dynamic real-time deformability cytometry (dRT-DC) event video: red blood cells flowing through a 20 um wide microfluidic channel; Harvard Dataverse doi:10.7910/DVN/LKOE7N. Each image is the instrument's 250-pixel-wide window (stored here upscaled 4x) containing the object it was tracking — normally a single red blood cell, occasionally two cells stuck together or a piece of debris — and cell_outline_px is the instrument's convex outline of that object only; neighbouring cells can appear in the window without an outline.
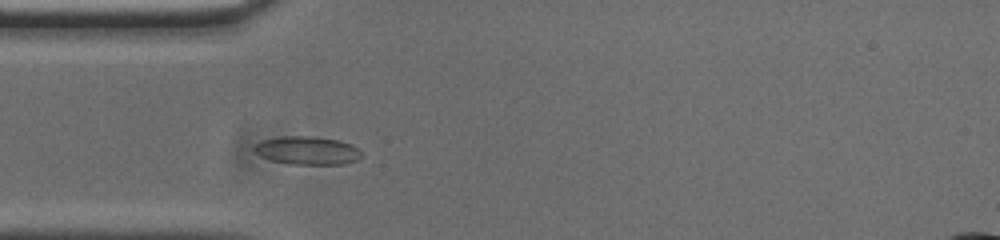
{"species": "common noctule bat (a hibernating species)", "species_latin": "Nyctalus noctula", "temperature_condition": "cold", "stored_images_in_passage": 48, "camera_frame_rate_fps": 3000, "um_per_image_px": 0.085, "animal": {"sex": "male", "body_mass_g": 20.0, "forearm_length_mm": 53.3}, "frame": {"image": 1, "passage_image": 9, "time_ms": 2.667, "image_size_px": [1000, 240], "cell_outline_px": [[360, 156], [356, 160], [344, 164], [288, 164], [272, 160], [260, 156], [252, 148], [256, 144], [264, 140], [280, 136], [312, 136], [340, 140], [356, 148], [360, 152]], "centroid_in_image_um": [26.08, 12.79], "position_along_channel_um": 58.9, "area_um2": 17.46}}
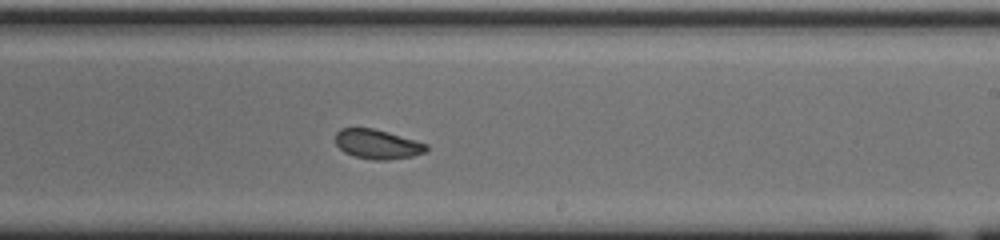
{"frame": {"image": 2, "passage_image": 25, "time_ms": 8.0, "image_size_px": [1000, 240], "cell_outline_px": [[428, 148], [424, 152], [412, 156], [388, 160], [372, 160], [356, 156], [344, 152], [336, 144], [336, 132], [340, 128], [372, 128], [388, 132], [428, 144]], "centroid_in_image_um": [32.07, 12.25], "position_along_channel_um": 256.9, "area_um2": 15.49}}
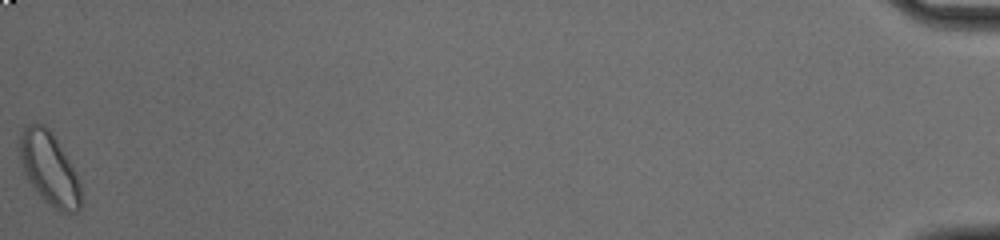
{"frame": {"image": 3, "passage_image": 48, "time_ms": 15.667, "image_size_px": [1000, 240], "cell_outline_px": [[84, 200], [80, 208], [76, 212], [60, 212], [44, 200], [40, 196], [28, 180], [24, 172], [20, 160], [20, 132], [24, 124], [44, 124], [52, 132], [76, 172], [80, 184]], "centroid_in_image_um": [4.21, 14.34], "position_along_channel_um": 431.0, "area_um2": 26.13}, "authors_computed_cell_mechanics": {"area_um2": 16.5886, "velocity_mm_per_s": 3.7206, "shape_relaxation_time_tau1_ms": 3.8438, "shape_relaxation_time_tau2_ms": 2.1127, "deformation_change_tau1": 0.1089, "deformation_change_tau2": 0.0658}}